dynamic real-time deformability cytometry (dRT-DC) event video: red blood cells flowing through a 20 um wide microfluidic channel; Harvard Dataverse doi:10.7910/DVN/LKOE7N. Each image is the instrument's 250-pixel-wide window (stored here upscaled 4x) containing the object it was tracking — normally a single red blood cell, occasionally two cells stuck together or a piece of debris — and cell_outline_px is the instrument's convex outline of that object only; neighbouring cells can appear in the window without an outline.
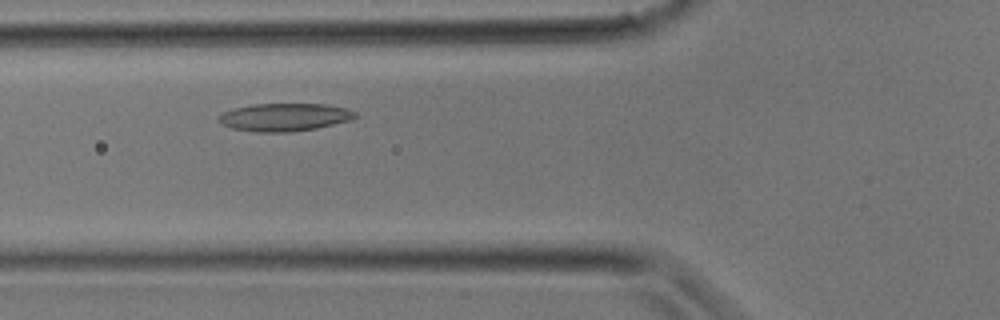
{"species": "common noctule bat (a hibernating species)", "species_latin": "Nyctalus noctula", "temperature_condition": "room temperature", "stored_images_in_passage": 26, "camera_frame_rate_fps": 3000, "um_per_image_px": 0.085, "animal": {"sex": "male", "body_mass_g": 17.9}, "frame": {"image": 1, "passage_image": 7, "time_ms": 2.0, "image_size_px": [1000, 320], "cell_outline_px": [[360, 116], [352, 120], [316, 128], [292, 132], [256, 132], [232, 128], [220, 124], [216, 120], [216, 116], [220, 112], [232, 108], [252, 104], [324, 104], [348, 108], [356, 112]], "centroid_in_image_um": [24.15, 9.95], "position_along_channel_um": 101.7, "area_um2": 22.66}}
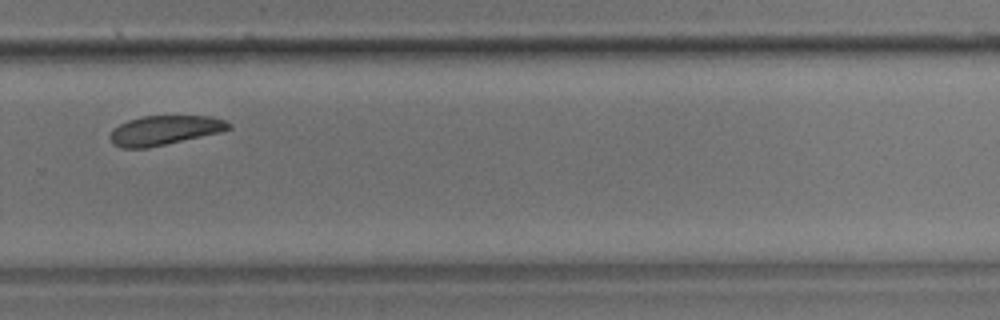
{"frame": {"image": 2, "passage_image": 17, "time_ms": 5.333, "image_size_px": [1000, 320], "cell_outline_px": [[232, 128], [220, 132], [148, 148], [120, 148], [112, 144], [108, 136], [112, 128], [128, 120], [140, 116], [212, 116], [224, 120], [232, 124]], "centroid_in_image_um": [13.94, 11.07], "position_along_channel_um": 315.9, "area_um2": 20.52}}
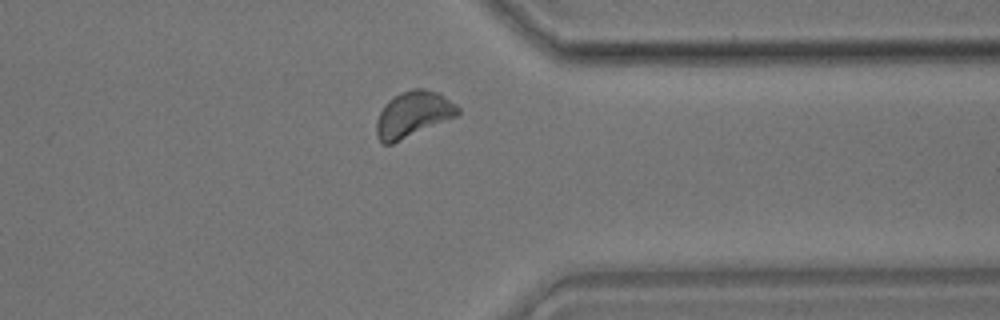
{"frame": {"image": 3, "passage_image": 20, "time_ms": 6.333, "image_size_px": [1000, 320], "cell_outline_px": [[460, 112], [456, 116], [392, 144], [384, 144], [376, 136], [376, 120], [384, 104], [388, 100], [412, 88], [424, 88], [436, 92], [444, 96], [456, 104], [460, 108]], "centroid_in_image_um": [35.1, 9.71], "position_along_channel_um": 376.3, "area_um2": 21.5}}